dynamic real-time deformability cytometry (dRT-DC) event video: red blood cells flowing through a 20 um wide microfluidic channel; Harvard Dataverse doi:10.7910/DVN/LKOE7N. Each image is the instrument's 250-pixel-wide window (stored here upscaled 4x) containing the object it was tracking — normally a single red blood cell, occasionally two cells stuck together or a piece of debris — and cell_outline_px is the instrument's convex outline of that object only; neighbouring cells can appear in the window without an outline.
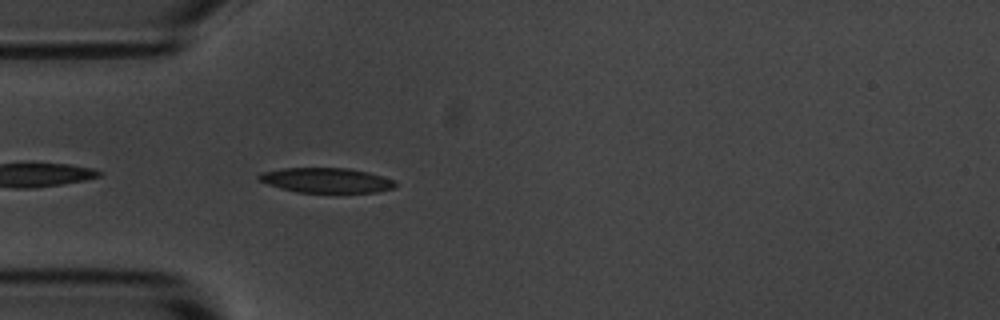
{"species": "common noctule bat (a hibernating species)", "species_latin": "Nyctalus noctula", "temperature_condition": "room temperature", "stored_images_in_passage": 4, "camera_frame_rate_fps": 3000, "um_per_image_px": 0.085, "animal": {"sex": "male", "body_mass_g": 20.1, "forearm_length_mm": 53.5}, "frame": {"image": 1, "passage_image": 4, "time_ms": 3.333, "image_size_px": [1000, 320], "cell_outline_px": [[396, 184], [392, 188], [376, 192], [296, 192], [280, 188], [256, 180], [256, 176], [260, 172], [280, 168], [348, 168], [368, 172], [396, 180]], "centroid_in_image_um": [27.67, 15.31], "position_along_channel_um": 57.3, "area_um2": 19.88}}